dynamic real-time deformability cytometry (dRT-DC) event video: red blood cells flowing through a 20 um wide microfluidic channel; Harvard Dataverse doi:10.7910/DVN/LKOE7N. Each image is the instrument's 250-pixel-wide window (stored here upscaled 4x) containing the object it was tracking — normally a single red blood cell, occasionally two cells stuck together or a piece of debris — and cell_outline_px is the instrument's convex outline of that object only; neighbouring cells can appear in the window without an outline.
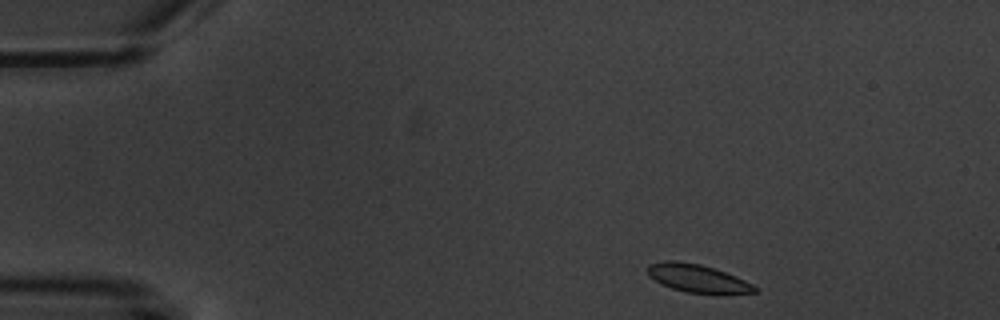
{"species": "common noctule bat (a hibernating species)", "species_latin": "Nyctalus noctula", "temperature_condition": "warm", "stored_images_in_passage": 5, "camera_frame_rate_fps": 3000, "um_per_image_px": 0.085, "animal": {"sex": "male", "body_mass_g": 20.1, "forearm_length_mm": 53.5}, "frame": {"image": 1, "passage_image": 1, "time_ms": 0.0, "image_size_px": [1000, 320], "cell_outline_px": [[760, 288], [756, 292], [724, 296], [720, 296], [684, 292], [660, 284], [648, 276], [648, 264], [668, 260], [676, 260], [700, 264], [724, 272], [752, 284]], "centroid_in_image_um": [59.32, 23.71], "position_along_channel_um": 25.7, "area_um2": 18.03}}
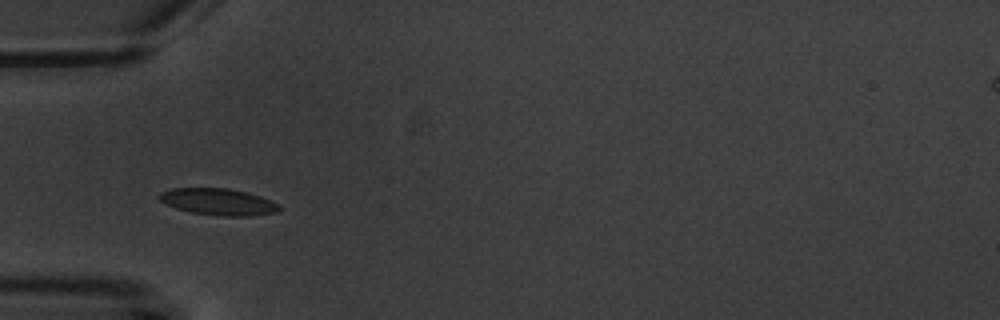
{"frame": {"image": 2, "passage_image": 4, "time_ms": 3.333, "image_size_px": [1000, 320], "cell_outline_px": [[280, 208], [276, 212], [252, 216], [220, 216], [192, 212], [176, 208], [160, 200], [156, 196], [160, 192], [172, 188], [228, 188], [248, 192], [260, 196], [280, 204]], "centroid_in_image_um": [18.56, 17.15], "position_along_channel_um": 66.4, "area_um2": 18.67}}